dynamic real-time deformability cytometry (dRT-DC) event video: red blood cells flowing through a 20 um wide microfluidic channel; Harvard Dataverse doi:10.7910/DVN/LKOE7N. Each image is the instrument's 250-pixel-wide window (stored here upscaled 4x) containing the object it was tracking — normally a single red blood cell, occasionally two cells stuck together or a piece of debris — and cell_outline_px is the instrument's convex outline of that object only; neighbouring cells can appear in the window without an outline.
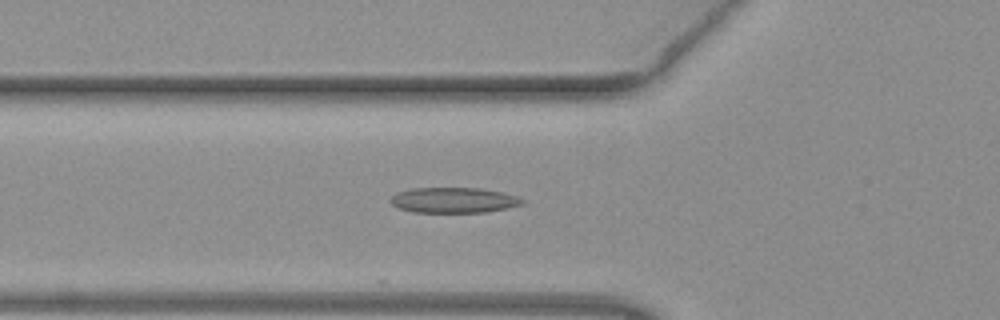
{"species": "common noctule bat (a hibernating species)", "species_latin": "Nyctalus noctula", "temperature_condition": "warm", "stored_images_in_passage": 50, "camera_frame_rate_fps": 3000, "um_per_image_px": 0.085, "animal": {"sex": "female", "body_mass_g": 19.3, "forearm_length_mm": 54.1}, "frame": {"image": 1, "passage_image": 17, "time_ms": 5.333, "image_size_px": [1000, 320], "cell_outline_px": [[524, 204], [484, 212], [412, 212], [400, 208], [392, 204], [388, 200], [396, 192], [412, 188], [480, 188], [500, 192], [516, 196], [524, 200]], "centroid_in_image_um": [38.51, 17.01], "position_along_channel_um": 87.3, "area_um2": 19.36}}
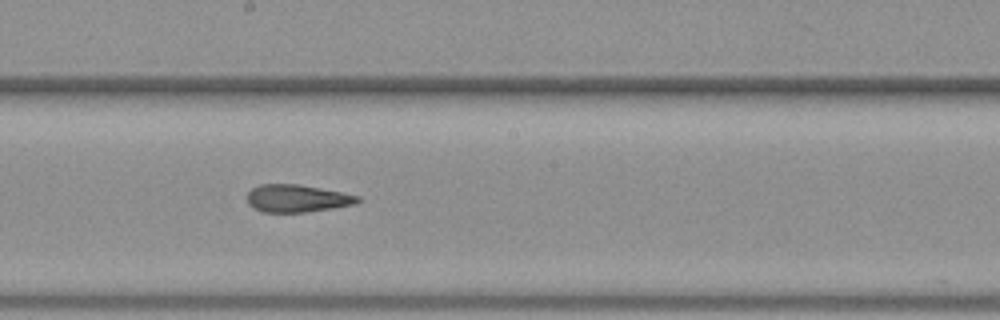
{"frame": {"image": 2, "passage_image": 27, "time_ms": 8.667, "image_size_px": [1000, 320], "cell_outline_px": [[360, 200], [356, 204], [332, 208], [304, 212], [260, 212], [252, 208], [248, 204], [248, 192], [252, 188], [260, 184], [296, 184], [340, 192], [360, 196]], "centroid_in_image_um": [25.21, 16.87], "position_along_channel_um": 223.0, "area_um2": 17.63}}
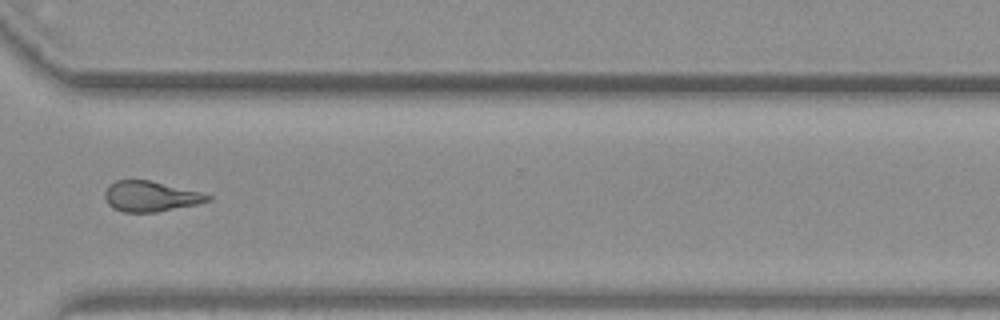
{"frame": {"image": 3, "passage_image": 37, "time_ms": 12.0, "image_size_px": [1000, 320], "cell_outline_px": [[212, 200], [196, 204], [156, 212], [124, 212], [112, 208], [108, 204], [104, 196], [104, 192], [116, 180], [148, 180], [200, 192], [212, 196]], "centroid_in_image_um": [12.78, 16.7], "position_along_channel_um": 357.8, "area_um2": 17.98}, "authors_computed_cell_mechanics": {"area_um2": 18.785, "velocity_mm_per_s": 4.0502, "shape_relaxation_time_tau1_ms": null, "shape_relaxation_time_tau2_ms": 1.4974, "deformation_change_tau1": null, "deformation_change_tau2": 0.1132}}